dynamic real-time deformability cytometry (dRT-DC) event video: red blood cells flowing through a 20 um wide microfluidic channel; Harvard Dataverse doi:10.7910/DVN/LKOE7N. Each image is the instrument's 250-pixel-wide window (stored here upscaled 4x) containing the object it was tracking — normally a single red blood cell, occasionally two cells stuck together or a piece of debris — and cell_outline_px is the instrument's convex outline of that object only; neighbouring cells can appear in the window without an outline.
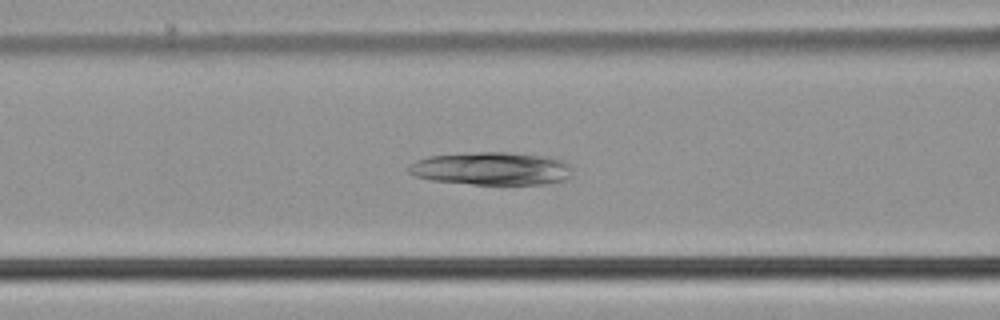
{"species": "common noctule bat (a hibernating species)", "species_latin": "Nyctalus noctula", "temperature_condition": "cold", "stored_images_in_passage": 39, "camera_frame_rate_fps": 3000, "um_per_image_px": 0.085, "animal": {"sex": "male", "body_mass_g": 21.5, "forearm_length_mm": 52.0}, "frame": {"image": 1, "passage_image": 10, "time_ms": 3.0, "image_size_px": [1000, 320], "cell_outline_px": [[572, 176], [564, 180], [544, 184], [472, 184], [432, 180], [412, 176], [408, 172], [408, 164], [416, 160], [428, 156], [480, 152], [508, 152], [544, 156], [564, 160], [572, 168]], "centroid_in_image_um": [41.77, 14.33], "position_along_channel_um": 124.8, "area_um2": 31.62}}
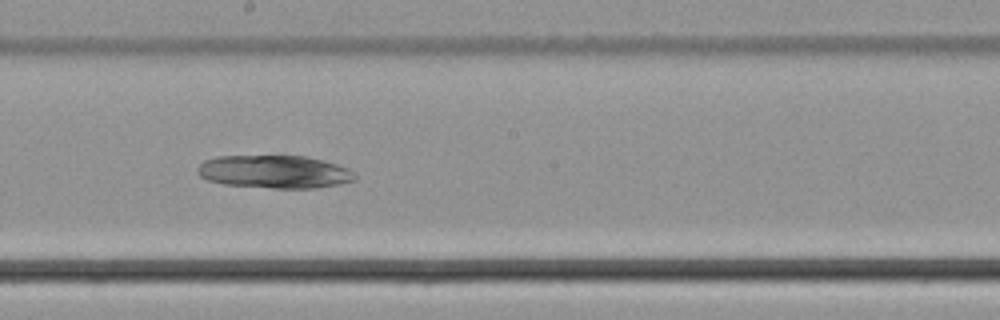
{"frame": {"image": 2, "passage_image": 18, "time_ms": 5.667, "image_size_px": [1000, 320], "cell_outline_px": [[356, 180], [340, 184], [316, 188], [272, 188], [224, 184], [208, 180], [200, 176], [196, 172], [196, 168], [204, 160], [216, 156], [304, 156], [336, 164], [348, 168], [356, 176]], "centroid_in_image_um": [23.3, 14.6], "position_along_channel_um": 224.9, "area_um2": 30.23}}
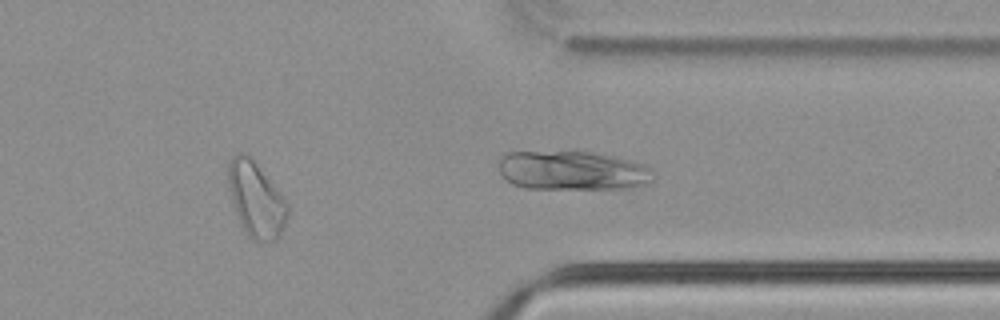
{"frame": {"image": 3, "passage_image": 29, "time_ms": 9.333, "image_size_px": [1000, 320], "cell_outline_px": [[288, 216], [280, 236], [276, 240], [268, 244], [252, 240], [248, 236], [236, 212], [228, 180], [228, 160], [232, 156], [240, 152], [244, 152], [256, 164], [288, 204]], "centroid_in_image_um": [21.78, 17.01], "position_along_channel_um": 389.6, "area_um2": 25.43}}